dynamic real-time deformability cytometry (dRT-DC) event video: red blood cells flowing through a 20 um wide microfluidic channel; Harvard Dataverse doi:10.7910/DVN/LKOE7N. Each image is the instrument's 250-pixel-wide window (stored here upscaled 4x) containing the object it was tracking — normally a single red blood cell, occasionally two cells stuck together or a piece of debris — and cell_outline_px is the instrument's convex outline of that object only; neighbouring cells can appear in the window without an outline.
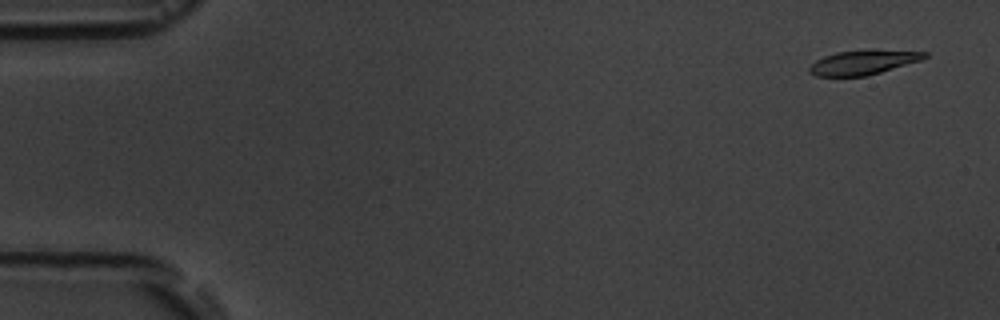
{"species": "common noctule bat (a hibernating species)", "species_latin": "Nyctalus noctula", "temperature_condition": "room temperature", "stored_images_in_passage": 5, "camera_frame_rate_fps": 3000, "um_per_image_px": 0.085, "animal": {"sex": "male", "body_mass_g": 19.5, "forearm_length_mm": 54.6}, "frame": {"image": 1, "passage_image": 1, "time_ms": 0.0, "image_size_px": [1000, 320], "cell_outline_px": [[928, 56], [920, 60], [868, 76], [816, 76], [808, 72], [808, 68], [816, 60], [824, 56], [836, 52], [868, 48], [872, 48], [928, 52]], "centroid_in_image_um": [73.38, 5.27], "position_along_channel_um": 11.6, "area_um2": 16.82}}
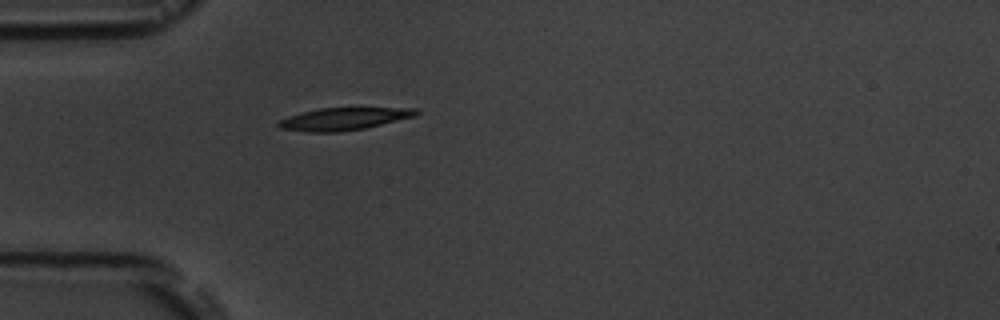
{"frame": {"image": 2, "passage_image": 5, "time_ms": 4.667, "image_size_px": [1000, 320], "cell_outline_px": [[420, 112], [416, 116], [364, 128], [340, 132], [308, 132], [280, 128], [276, 124], [280, 120], [288, 116], [320, 108], [416, 108]], "centroid_in_image_um": [29.23, 10.11], "position_along_channel_um": 55.8, "area_um2": 17.8}}